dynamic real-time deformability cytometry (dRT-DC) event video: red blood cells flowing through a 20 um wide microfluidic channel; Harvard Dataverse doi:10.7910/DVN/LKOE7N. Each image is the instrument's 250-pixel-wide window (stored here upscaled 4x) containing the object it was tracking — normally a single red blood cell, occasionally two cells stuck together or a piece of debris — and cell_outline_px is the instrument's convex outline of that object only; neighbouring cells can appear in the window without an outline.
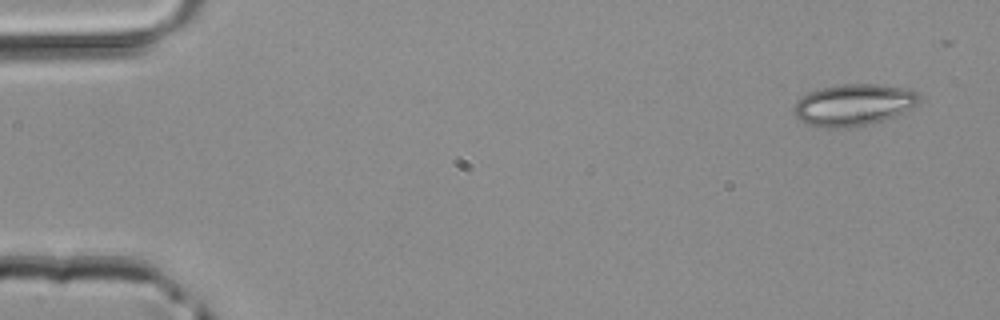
{"species": "common noctule bat (a hibernating species)", "species_latin": "Nyctalus noctula", "temperature_condition": "room temperature", "stored_images_in_passage": 5, "segment_of_instrument_passage": [2, 2], "camera_frame_rate_fps": 3000, "um_per_image_px": 0.085, "animal": {"sex": "male", "body_mass_g": 20.4}, "frame": {"image": 1, "passage_image": 5, "time_ms": 1.333, "image_size_px": [1000, 320], "cell_outline_px": [[920, 100], [912, 108], [896, 116], [868, 124], [848, 128], [824, 128], [804, 124], [796, 116], [792, 108], [796, 100], [808, 92], [820, 88], [840, 84], [872, 84], [908, 88], [916, 92], [920, 96]], "centroid_in_image_um": [72.52, 8.92], "position_along_channel_um": 12.5, "area_um2": 30.75}}